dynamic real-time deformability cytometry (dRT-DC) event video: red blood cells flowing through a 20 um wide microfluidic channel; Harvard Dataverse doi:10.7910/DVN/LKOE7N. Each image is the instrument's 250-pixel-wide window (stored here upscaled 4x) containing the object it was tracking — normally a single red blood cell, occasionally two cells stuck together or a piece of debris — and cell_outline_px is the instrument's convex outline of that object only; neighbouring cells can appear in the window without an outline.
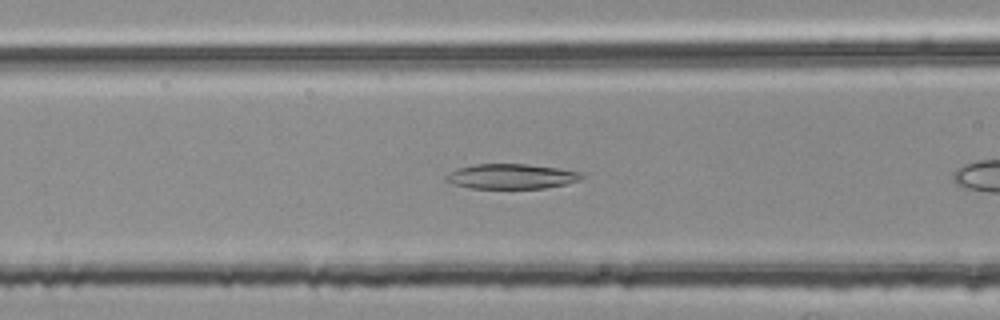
{"species": "common noctule bat (a hibernating species)", "species_latin": "Nyctalus noctula", "temperature_condition": "room temperature", "stored_images_in_passage": 52, "segment_of_instrument_passage": [1, 2], "camera_frame_rate_fps": 3000, "um_per_image_px": 0.085, "animal": {"sex": "female", "body_mass_g": 25.1}, "frame": {"image": 1, "passage_image": 19, "time_ms": 6.0, "image_size_px": [1000, 320], "cell_outline_px": [[584, 176], [580, 180], [564, 184], [544, 188], [472, 188], [452, 184], [444, 180], [444, 176], [460, 168], [476, 164], [528, 164], [584, 172]], "centroid_in_image_um": [43.48, 14.99], "position_along_channel_um": 123.1, "area_um2": 19.59}}
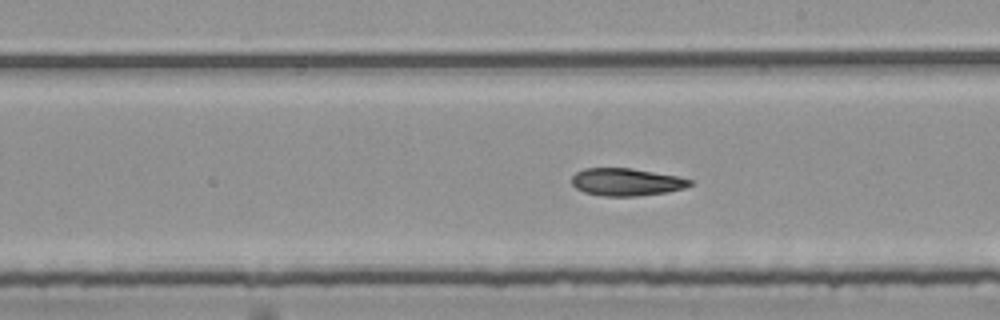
{"frame": {"image": 2, "passage_image": 28, "time_ms": 9.0, "image_size_px": [1000, 320], "cell_outline_px": [[692, 184], [684, 188], [668, 192], [640, 196], [604, 196], [584, 192], [576, 188], [572, 184], [572, 176], [576, 172], [584, 168], [632, 168], [676, 176], [692, 180]], "centroid_in_image_um": [53.23, 15.47], "position_along_channel_um": 235.8, "area_um2": 18.96}}
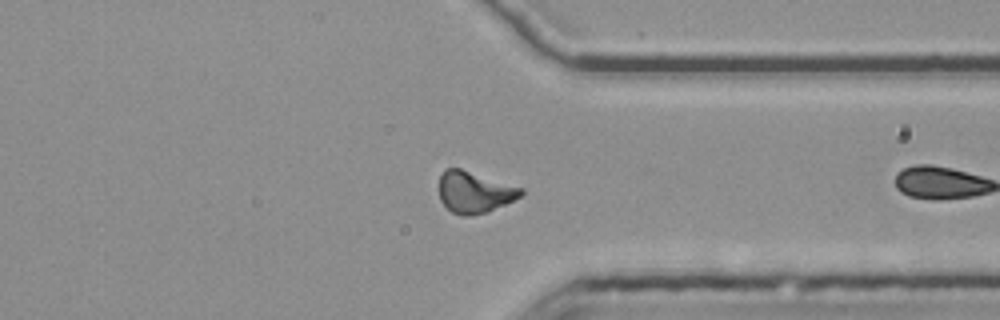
{"frame": {"image": 3, "passage_image": 39, "time_ms": 12.667, "image_size_px": [1000, 320], "cell_outline_px": [[524, 192], [520, 196], [488, 212], [468, 216], [464, 216], [452, 212], [440, 200], [440, 176], [444, 168], [460, 168], [524, 188]], "centroid_in_image_um": [40.32, 16.32], "position_along_channel_um": 371.1, "area_um2": 19.65}}